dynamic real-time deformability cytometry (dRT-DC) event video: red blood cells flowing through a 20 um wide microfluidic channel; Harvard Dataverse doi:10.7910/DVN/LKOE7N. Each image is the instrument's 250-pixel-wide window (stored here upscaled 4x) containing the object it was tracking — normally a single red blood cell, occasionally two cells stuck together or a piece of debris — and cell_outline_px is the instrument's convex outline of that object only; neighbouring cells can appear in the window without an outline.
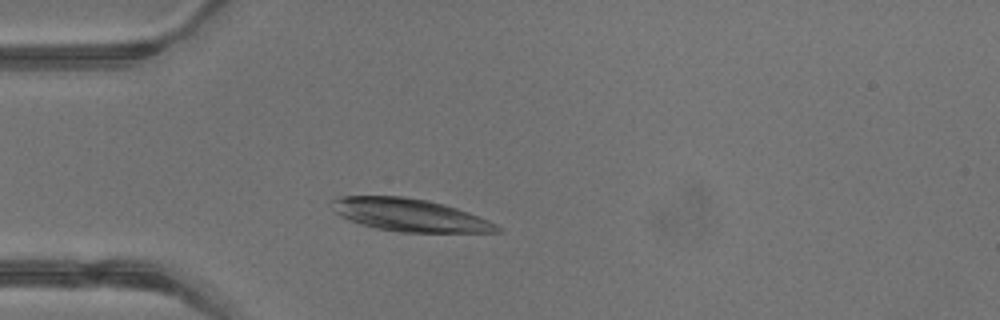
{"species": "common noctule bat (a hibernating species)", "species_latin": "Nyctalus noctula", "temperature_condition": "warm", "stored_images_in_passage": 37, "camera_frame_rate_fps": 3000, "um_per_image_px": 0.085, "animal": {"sex": "male", "body_mass_g": 13.3}, "frame": {"image": 1, "passage_image": 7, "time_ms": 2.0, "image_size_px": [1000, 320], "cell_outline_px": [[504, 232], [400, 232], [376, 228], [348, 220], [336, 212], [328, 200], [332, 196], [404, 196], [428, 200], [444, 204], [468, 212], [488, 220], [504, 228]], "centroid_in_image_um": [34.81, 18.27], "position_along_channel_um": 50.2, "area_um2": 31.62}}
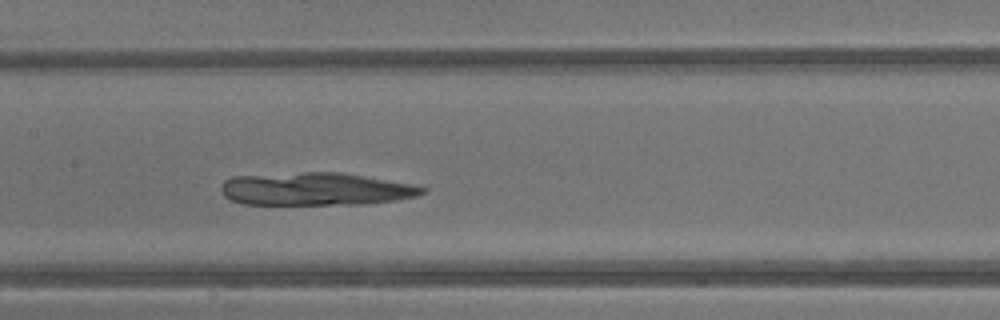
{"frame": {"image": 2, "passage_image": 16, "time_ms": 5.0, "image_size_px": [1000, 320], "cell_outline_px": [[428, 192], [416, 196], [396, 200], [368, 204], [244, 204], [232, 200], [224, 196], [220, 188], [224, 180], [232, 176], [304, 172], [336, 172], [408, 184], [428, 188]], "centroid_in_image_um": [26.79, 16.07], "position_along_channel_um": 180.6, "area_um2": 38.21}}
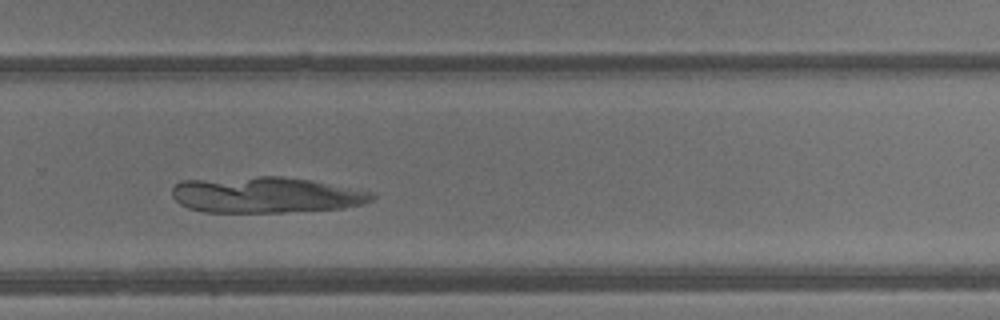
{"frame": {"image": 3, "passage_image": 24, "time_ms": 7.667, "image_size_px": [1000, 320], "cell_outline_px": [[376, 196], [372, 200], [360, 204], [344, 208], [284, 212], [204, 212], [188, 208], [180, 204], [172, 196], [172, 188], [180, 180], [256, 176], [280, 176], [308, 180], [372, 192]], "centroid_in_image_um": [22.53, 16.56], "position_along_channel_um": 307.3, "area_um2": 41.85}}